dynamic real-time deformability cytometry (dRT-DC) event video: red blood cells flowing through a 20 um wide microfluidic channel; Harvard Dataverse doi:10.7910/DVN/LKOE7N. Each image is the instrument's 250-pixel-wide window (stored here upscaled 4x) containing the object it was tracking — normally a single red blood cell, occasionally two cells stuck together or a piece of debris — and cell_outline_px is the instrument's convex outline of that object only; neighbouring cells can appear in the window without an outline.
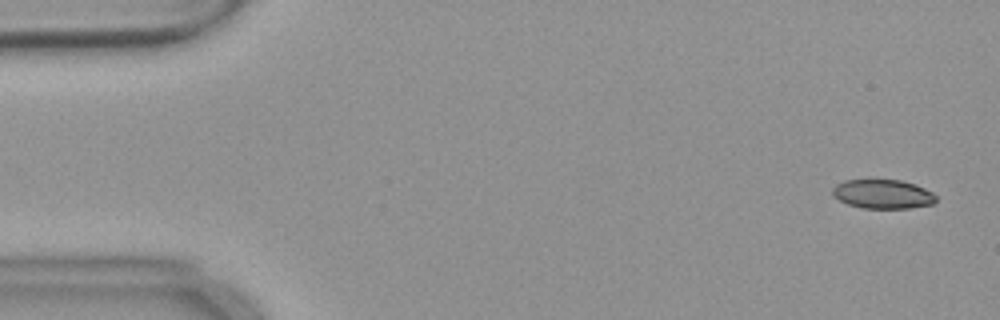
{"species": "common noctule bat (a hibernating species)", "species_latin": "Nyctalus noctula", "temperature_condition": "warm", "stored_images_in_passage": 56, "camera_frame_rate_fps": 3000, "um_per_image_px": 0.085, "animal": {"sex": "female", "body_mass_g": 18.4}, "frame": {"image": 1, "passage_image": 3, "time_ms": 0.667, "image_size_px": [1000, 320], "cell_outline_px": [[936, 200], [932, 204], [912, 208], [864, 208], [848, 204], [832, 196], [832, 188], [836, 184], [844, 180], [868, 176], [900, 180], [916, 184], [932, 192], [936, 196]], "centroid_in_image_um": [74.99, 16.44], "position_along_channel_um": 10.0, "area_um2": 18.38}}
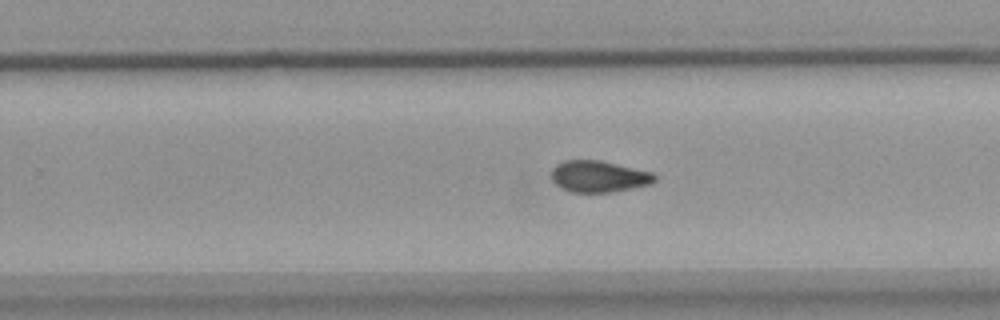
{"frame": {"image": 2, "passage_image": 35, "time_ms": 11.333, "image_size_px": [1000, 320], "cell_outline_px": [[656, 180], [652, 184], [612, 192], [572, 192], [556, 184], [552, 180], [552, 168], [556, 164], [564, 160], [600, 160], [652, 172], [656, 176]], "centroid_in_image_um": [50.91, 14.99], "position_along_channel_um": 278.9, "area_um2": 18.9}}
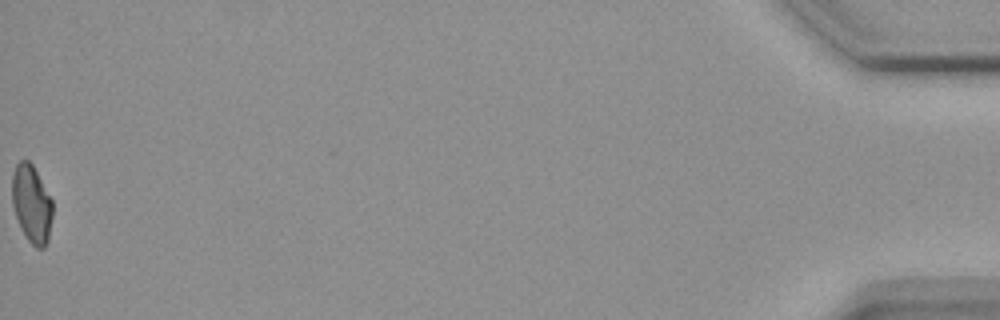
{"frame": {"image": 3, "passage_image": 56, "time_ms": 18.333, "image_size_px": [1000, 320], "cell_outline_px": [[52, 216], [48, 240], [44, 248], [36, 248], [28, 240], [20, 228], [12, 204], [12, 172], [16, 164], [20, 160], [28, 160], [32, 164], [52, 200]], "centroid_in_image_um": [2.67, 17.33], "position_along_channel_um": 432.5, "area_um2": 18.32}, "authors_computed_cell_mechanics": {"area_um2": 19.3341, "velocity_mm_per_s": 3.675, "shape_relaxation_time_tau1_ms": null, "shape_relaxation_time_tau2_ms": 3.5412, "deformation_change_tau1": null, "deformation_change_tau2": 0.0759}}